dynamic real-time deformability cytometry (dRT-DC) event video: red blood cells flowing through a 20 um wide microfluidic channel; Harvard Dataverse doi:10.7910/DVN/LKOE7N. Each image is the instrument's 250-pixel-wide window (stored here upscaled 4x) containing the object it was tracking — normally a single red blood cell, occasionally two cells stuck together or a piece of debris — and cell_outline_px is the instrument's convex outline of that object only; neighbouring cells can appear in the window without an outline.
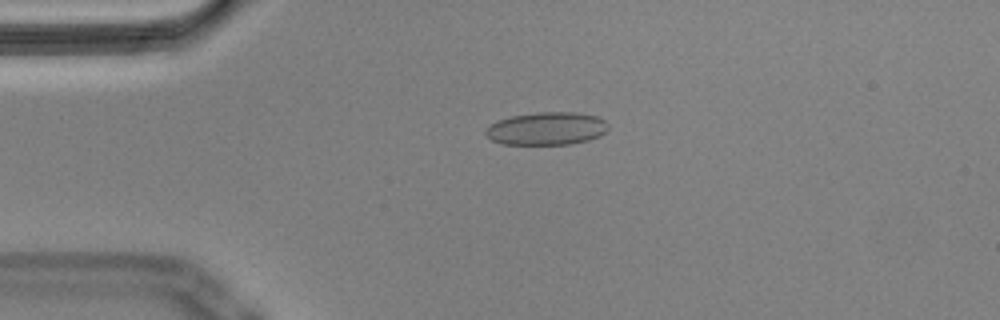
{"species": "Egyptian fruit bat (a non-hibernating species)", "species_latin": "Rousettus aegyptiacus", "temperature_condition": "cold", "stored_images_in_passage": 56, "camera_frame_rate_fps": 3000, "um_per_image_px": 0.085, "animal": {"sex": "male"}, "frame": {"image": 1, "passage_image": 13, "time_ms": 4.0, "image_size_px": [1000, 320], "cell_outline_px": [[608, 128], [600, 136], [588, 140], [568, 144], [500, 144], [492, 140], [484, 132], [484, 128], [488, 124], [496, 120], [512, 116], [540, 112], [576, 112], [596, 116], [604, 120], [608, 124]], "centroid_in_image_um": [46.42, 10.92], "position_along_channel_um": 38.6, "area_um2": 23.58}}
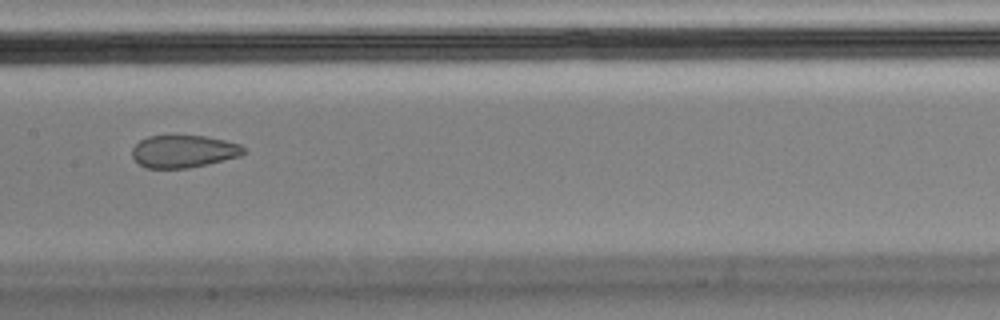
{"frame": {"image": 2, "passage_image": 28, "time_ms": 9.0, "image_size_px": [1000, 320], "cell_outline_px": [[248, 152], [240, 156], [188, 168], [148, 168], [140, 164], [132, 156], [132, 148], [140, 140], [148, 136], [176, 132], [204, 136], [224, 140], [240, 144]], "centroid_in_image_um": [15.59, 12.81], "position_along_channel_um": 191.8, "area_um2": 21.73}}
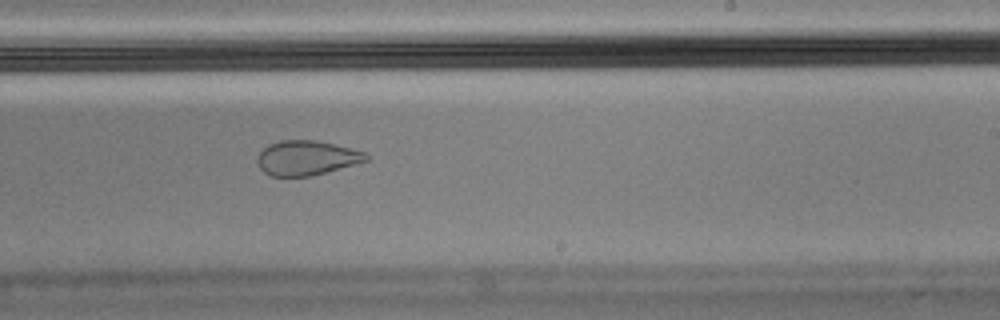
{"frame": {"image": 3, "passage_image": 34, "time_ms": 11.0, "image_size_px": [1000, 320], "cell_outline_px": [[368, 160], [312, 176], [272, 176], [264, 172], [260, 168], [256, 160], [256, 156], [268, 144], [280, 140], [316, 140], [364, 152], [368, 156]], "centroid_in_image_um": [26.0, 13.42], "position_along_channel_um": 263.0, "area_um2": 21.73}, "authors_computed_cell_mechanics": {"area_um2": 23.5824, "velocity_mm_per_s": 3.5739, "shape_relaxation_time_tau1_ms": null, "shape_relaxation_time_tau2_ms": 1.4674, "deformation_change_tau1": null, "deformation_change_tau2": 0.074}}